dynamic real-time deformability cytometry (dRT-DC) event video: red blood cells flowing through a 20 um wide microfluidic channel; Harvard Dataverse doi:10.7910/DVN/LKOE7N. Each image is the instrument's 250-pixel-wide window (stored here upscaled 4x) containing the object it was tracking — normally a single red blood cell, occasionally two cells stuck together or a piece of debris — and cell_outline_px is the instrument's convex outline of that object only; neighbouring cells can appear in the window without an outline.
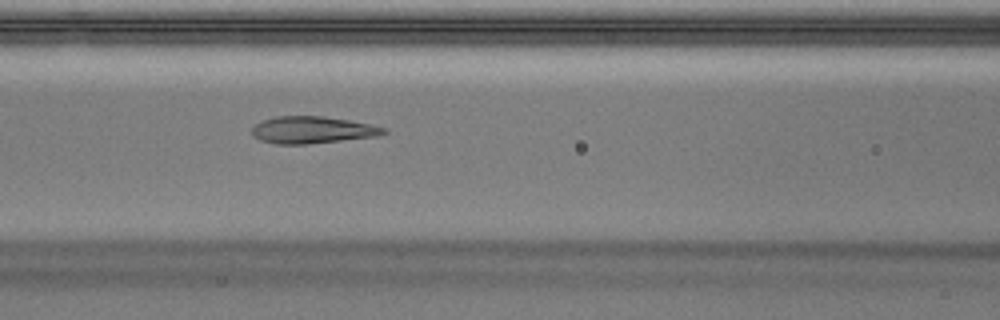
{"species": "Egyptian fruit bat (a non-hibernating species)", "species_latin": "Rousettus aegyptiacus", "temperature_condition": "warm", "stored_images_in_passage": 45, "camera_frame_rate_fps": 3000, "um_per_image_px": 0.085, "animal": {"sex": "male"}, "frame": {"image": 1, "passage_image": 22, "time_ms": 7.0, "image_size_px": [1000, 320], "cell_outline_px": [[388, 132], [376, 136], [308, 144], [276, 144], [260, 140], [252, 136], [252, 128], [256, 124], [264, 120], [276, 116], [324, 116], [348, 120], [388, 128]], "centroid_in_image_um": [26.54, 11.04], "position_along_channel_um": 140.1, "area_um2": 20.63}}
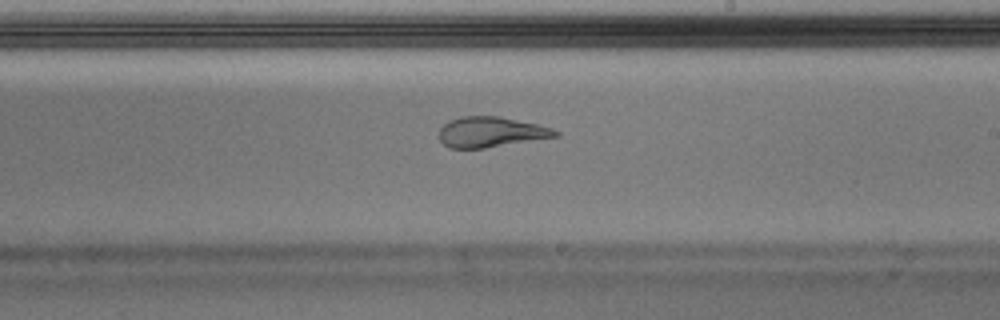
{"frame": {"image": 2, "passage_image": 30, "time_ms": 9.667, "image_size_px": [1000, 320], "cell_outline_px": [[560, 136], [484, 148], [448, 148], [440, 140], [440, 128], [448, 120], [460, 116], [500, 116], [536, 124], [552, 128], [560, 132]], "centroid_in_image_um": [41.72, 11.22], "position_along_channel_um": 247.3, "area_um2": 20.58}}
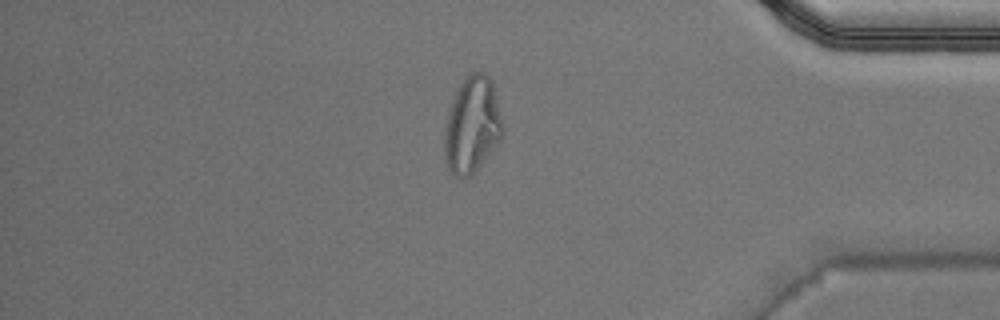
{"frame": {"image": 3, "passage_image": 43, "time_ms": 14.0, "image_size_px": [1000, 320], "cell_outline_px": [[504, 132], [500, 140], [472, 176], [464, 180], [460, 180], [448, 168], [444, 156], [444, 132], [448, 116], [456, 92], [460, 84], [472, 72], [484, 72], [492, 80], [504, 124]], "centroid_in_image_um": [40.15, 10.68], "position_along_channel_um": 395.0, "area_um2": 32.77}}